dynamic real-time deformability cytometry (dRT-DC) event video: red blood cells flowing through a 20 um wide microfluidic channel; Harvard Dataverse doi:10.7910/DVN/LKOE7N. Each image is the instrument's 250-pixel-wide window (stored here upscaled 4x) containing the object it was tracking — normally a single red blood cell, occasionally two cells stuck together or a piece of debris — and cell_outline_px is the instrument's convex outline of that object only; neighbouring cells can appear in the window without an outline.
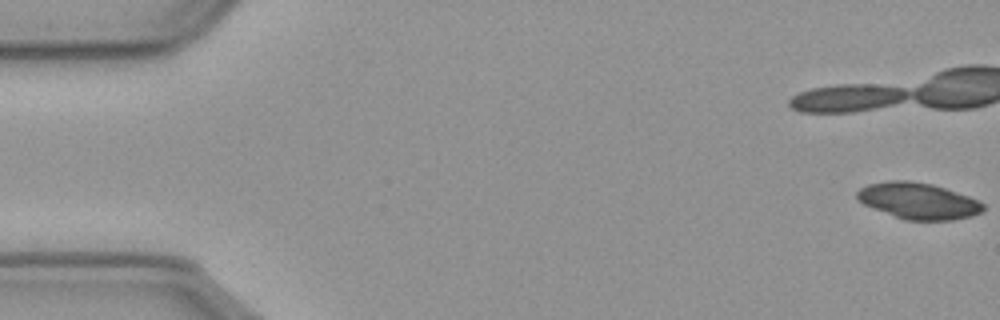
{"species": "common noctule bat (a hibernating species)", "species_latin": "Nyctalus noctula", "temperature_condition": "cold", "stored_images_in_passage": 27, "camera_frame_rate_fps": 3000, "um_per_image_px": 0.085, "animal": {"sex": "male", "body_mass_g": 23.1, "forearm_length_mm": 52.7}, "frame": {"image": 1, "passage_image": 1, "time_ms": 0.0, "image_size_px": [1000, 320], "cell_outline_px": [[984, 212], [972, 216], [952, 220], [904, 220], [864, 204], [856, 196], [856, 192], [860, 188], [868, 184], [888, 180], [908, 180], [932, 184], [968, 196], [984, 204]], "centroid_in_image_um": [78.06, 17.07], "position_along_channel_um": 6.9, "area_um2": 26.53}}